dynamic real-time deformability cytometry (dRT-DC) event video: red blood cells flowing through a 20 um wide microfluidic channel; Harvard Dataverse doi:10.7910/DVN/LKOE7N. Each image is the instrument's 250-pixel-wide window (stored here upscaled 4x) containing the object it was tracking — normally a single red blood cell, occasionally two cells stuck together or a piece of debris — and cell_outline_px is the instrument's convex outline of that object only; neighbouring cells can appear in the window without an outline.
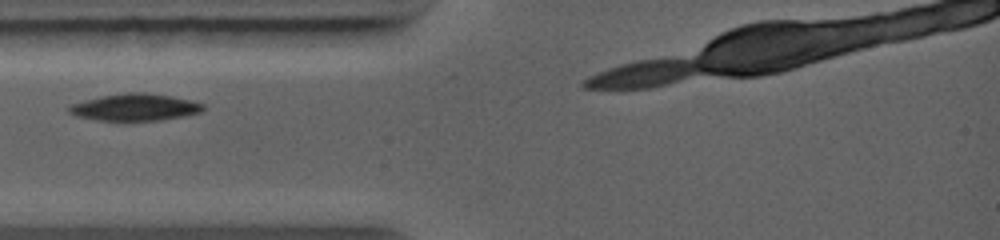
{"species": "common noctule bat (a hibernating species)", "species_latin": "Nyctalus noctula", "temperature_condition": "warm", "stored_images_in_passage": 20, "camera_frame_rate_fps": 5000, "um_per_image_px": 0.085, "animal": {"sex": "female", "body_mass_g": 19.0, "forearm_length_mm": 56.7}, "frame": {"image": 1, "passage_image": 1, "time_ms": 0.0, "image_size_px": [1000, 240], "cell_outline_px": [[204, 108], [200, 112], [184, 116], [160, 120], [100, 120], [76, 116], [68, 112], [68, 108], [72, 104], [84, 100], [100, 96], [128, 92], [144, 92], [172, 96], [204, 104]], "centroid_in_image_um": [11.46, 9.11], "position_along_channel_um": 73.5, "area_um2": 20.87}}